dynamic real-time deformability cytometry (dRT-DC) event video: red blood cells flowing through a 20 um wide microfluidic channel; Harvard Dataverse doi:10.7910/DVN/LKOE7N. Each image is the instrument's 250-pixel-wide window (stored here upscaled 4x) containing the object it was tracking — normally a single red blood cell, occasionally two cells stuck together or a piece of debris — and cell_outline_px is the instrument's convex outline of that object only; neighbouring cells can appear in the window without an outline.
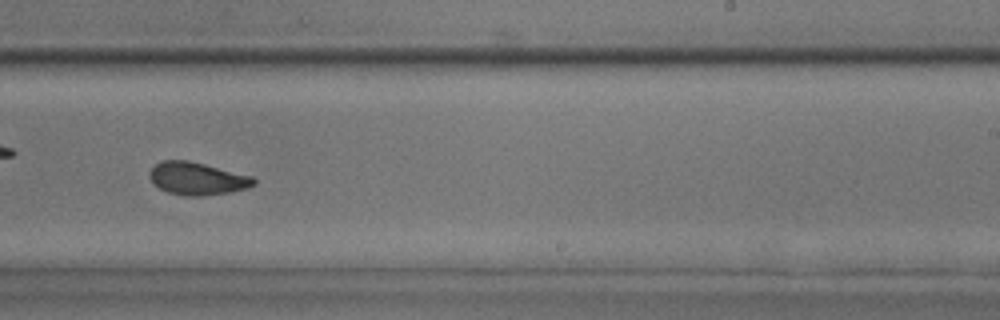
{"species": "common noctule bat (a hibernating species)", "species_latin": "Nyctalus noctula", "temperature_condition": "room temperature", "stored_images_in_passage": 43, "camera_frame_rate_fps": 3000, "um_per_image_px": 0.085, "animal": {"sex": "male", "body_mass_g": 17.9, "forearm_length_mm": 54.2}, "frame": {"image": 1, "passage_image": 24, "time_ms": 7.667, "image_size_px": [1000, 320], "cell_outline_px": [[256, 184], [248, 188], [228, 192], [200, 196], [184, 196], [168, 192], [152, 184], [148, 176], [148, 172], [156, 164], [164, 160], [188, 160], [252, 176], [256, 180]], "centroid_in_image_um": [16.73, 15.18], "position_along_channel_um": 272.3, "area_um2": 19.83}}